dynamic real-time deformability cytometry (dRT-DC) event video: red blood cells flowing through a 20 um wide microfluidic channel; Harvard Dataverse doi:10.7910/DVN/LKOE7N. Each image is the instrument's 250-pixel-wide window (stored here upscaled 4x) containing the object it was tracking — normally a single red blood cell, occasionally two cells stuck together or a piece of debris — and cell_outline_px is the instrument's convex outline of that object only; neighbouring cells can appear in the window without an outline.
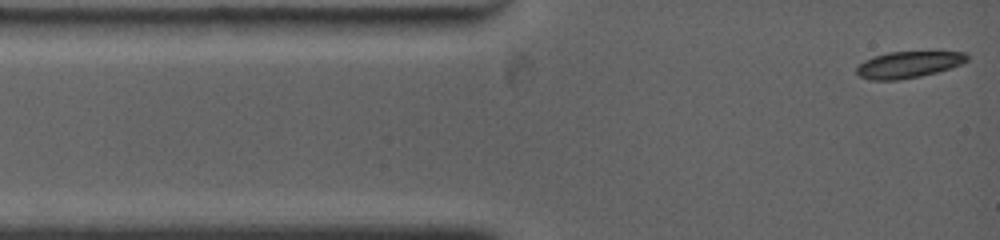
{"species": "common noctule bat (a hibernating species)", "species_latin": "Nyctalus noctula", "temperature_condition": "warm", "stored_images_in_passage": 62, "camera_frame_rate_fps": 4500, "um_per_image_px": 0.085, "animal": {"sex": "female", "body_mass_g": 19.0, "forearm_length_mm": 53.3}, "frame": {"image": 1, "passage_image": 1, "time_ms": 0.0, "image_size_px": [1000, 240], "cell_outline_px": [[968, 60], [960, 64], [936, 72], [920, 76], [900, 80], [872, 80], [860, 76], [856, 72], [856, 68], [864, 60], [888, 52], [968, 52]], "centroid_in_image_um": [77.21, 5.49], "position_along_channel_um": 7.8, "area_um2": 16.82}}
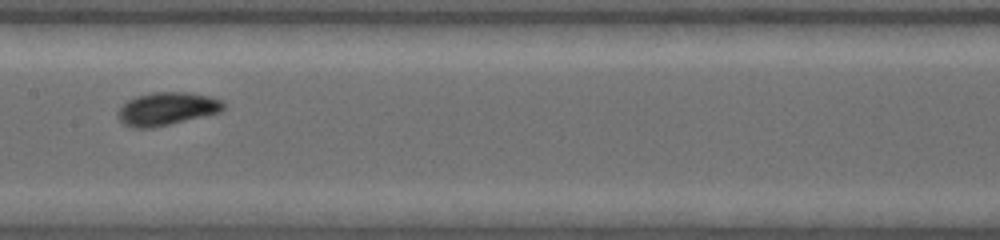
{"frame": {"image": 2, "passage_image": 25, "time_ms": 6.0, "image_size_px": [1000, 240], "cell_outline_px": [[224, 108], [220, 112], [152, 128], [132, 128], [124, 124], [120, 120], [116, 112], [128, 100], [136, 96], [152, 92], [188, 92], [208, 96], [224, 100]], "centroid_in_image_um": [14.18, 9.24], "position_along_channel_um": 193.2, "area_um2": 20.23}}
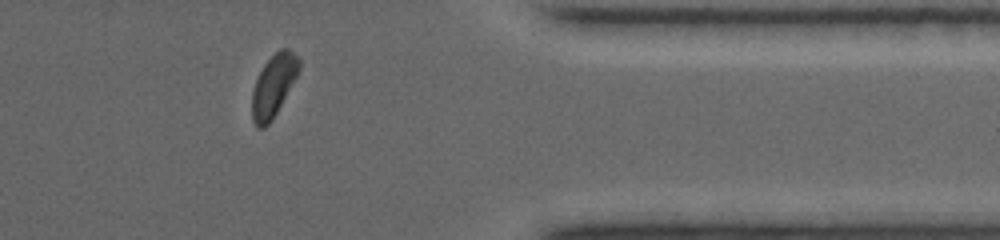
{"frame": {"image": 3, "passage_image": 52, "time_ms": 11.556, "image_size_px": [1000, 240], "cell_outline_px": [[300, 68], [296, 76], [272, 120], [264, 128], [256, 128], [252, 120], [252, 92], [256, 80], [264, 64], [280, 48], [288, 48], [300, 60]], "centroid_in_image_um": [23.23, 7.29], "position_along_channel_um": 388.2, "area_um2": 16.65}, "authors_computed_cell_mechanics": {"area_um2": 18.5827, "velocity_mm_per_s": 3.8227, "shape_relaxation_time_tau1_ms": 2.4174, "shape_relaxation_time_tau2_ms": 1.1785, "deformation_change_tau1": 0.1349, "deformation_change_tau2": 0.0424}}